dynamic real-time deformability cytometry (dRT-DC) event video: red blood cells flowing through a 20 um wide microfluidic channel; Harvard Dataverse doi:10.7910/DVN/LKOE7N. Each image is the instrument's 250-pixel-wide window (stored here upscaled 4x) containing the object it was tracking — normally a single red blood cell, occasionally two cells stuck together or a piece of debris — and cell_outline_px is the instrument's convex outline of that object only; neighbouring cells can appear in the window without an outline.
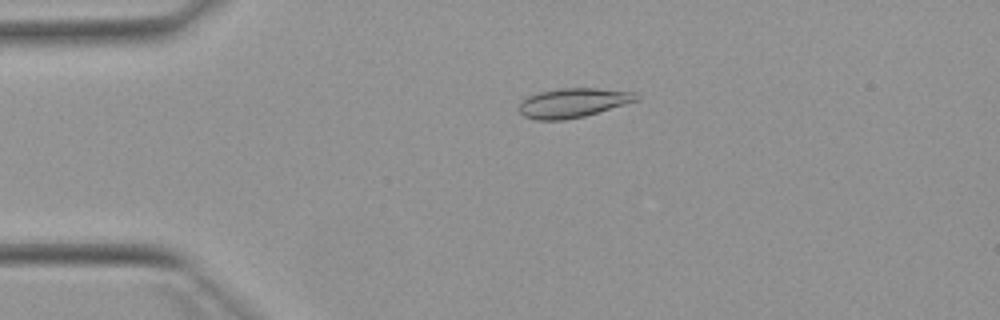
{"species": "Egyptian fruit bat (a non-hibernating species)", "species_latin": "Rousettus aegyptiacus", "temperature_condition": "warm", "stored_images_in_passage": 50, "camera_frame_rate_fps": 3000, "um_per_image_px": 0.085, "animal": {"sex": "female"}, "frame": {"image": 1, "passage_image": 9, "time_ms": 2.667, "image_size_px": [1000, 320], "cell_outline_px": [[640, 100], [584, 116], [564, 120], [536, 120], [524, 116], [520, 112], [520, 100], [536, 92], [560, 88], [596, 88], [636, 92], [640, 96]], "centroid_in_image_um": [48.72, 8.73], "position_along_channel_um": 36.3, "area_um2": 20.23}}
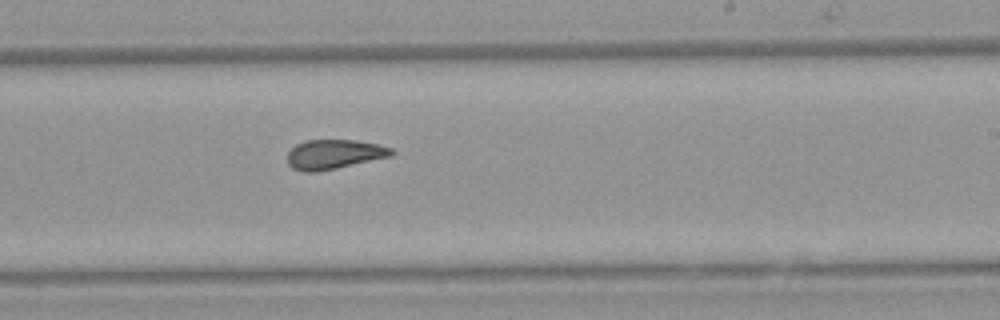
{"frame": {"image": 2, "passage_image": 29, "time_ms": 9.333, "image_size_px": [1000, 320], "cell_outline_px": [[396, 152], [392, 156], [336, 168], [316, 172], [304, 172], [292, 168], [288, 164], [288, 152], [296, 144], [304, 140], [356, 140], [376, 144], [392, 148]], "centroid_in_image_um": [28.39, 13.11], "position_along_channel_um": 260.6, "area_um2": 17.92}}
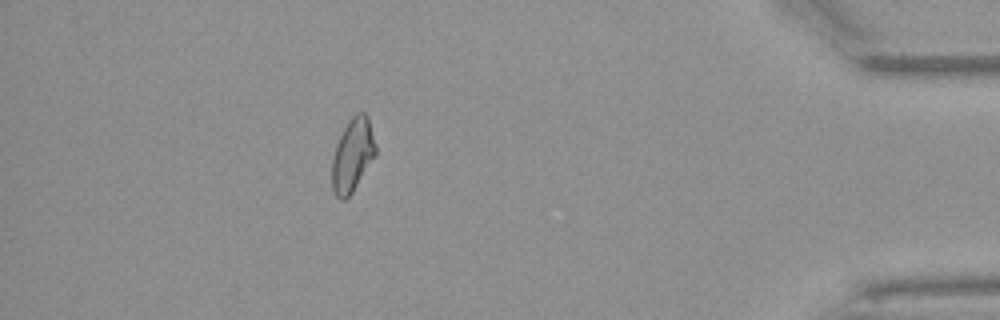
{"frame": {"image": 3, "passage_image": 44, "time_ms": 14.333, "image_size_px": [1000, 320], "cell_outline_px": [[376, 156], [352, 192], [344, 200], [340, 200], [336, 196], [332, 188], [332, 160], [336, 144], [348, 120], [356, 112], [364, 112], [368, 116], [376, 144]], "centroid_in_image_um": [29.98, 13.17], "position_along_channel_um": 405.2, "area_um2": 18.73}, "authors_computed_cell_mechanics": {"area_um2": 18.7272, "velocity_mm_per_s": 3.9009, "shape_relaxation_time_tau1_ms": 4.9048, "shape_relaxation_time_tau2_ms": 1.5085, "deformation_change_tau1": 0.1581, "deformation_change_tau2": 0.0756}}